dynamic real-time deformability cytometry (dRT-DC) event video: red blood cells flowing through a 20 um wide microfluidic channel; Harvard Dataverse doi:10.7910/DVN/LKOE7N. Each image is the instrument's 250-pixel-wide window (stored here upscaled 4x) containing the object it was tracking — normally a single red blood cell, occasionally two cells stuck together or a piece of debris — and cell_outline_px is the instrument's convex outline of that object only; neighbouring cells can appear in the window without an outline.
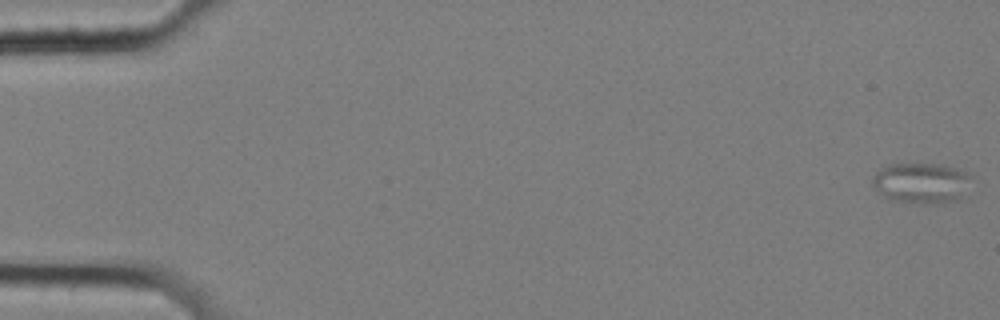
{"species": "common noctule bat (a hibernating species)", "species_latin": "Nyctalus noctula", "temperature_condition": "cold", "stored_images_in_passage": 58, "camera_frame_rate_fps": 3000, "um_per_image_px": 0.085, "animal": {"sex": "female", "body_mass_g": 25.1}, "frame": {"image": 1, "passage_image": 1, "time_ms": 0.0, "image_size_px": [1000, 320], "cell_outline_px": [[972, 176], [960, 196], [956, 200], [928, 204], [924, 204], [896, 200], [884, 196], [872, 184], [872, 176], [876, 172], [888, 164], [940, 164], [956, 168]], "centroid_in_image_um": [78.27, 15.53], "position_along_channel_um": 6.7, "area_um2": 22.83}}
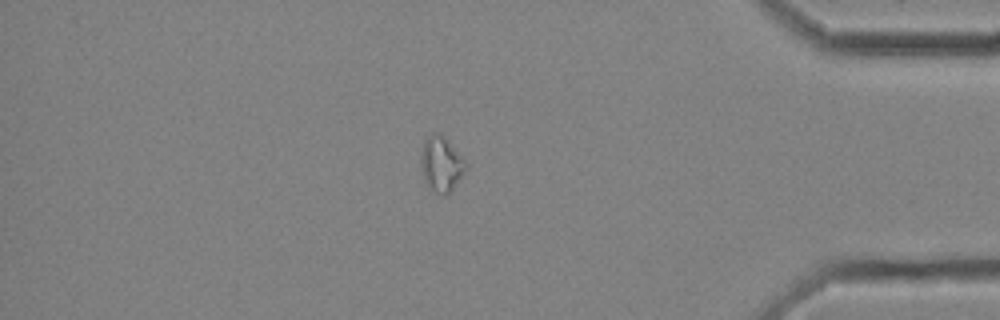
{"frame": {"image": 2, "passage_image": 50, "time_ms": 16.333, "image_size_px": [1000, 320], "cell_outline_px": [[468, 168], [452, 188], [448, 192], [436, 192], [428, 184], [424, 176], [420, 160], [420, 152], [424, 140], [432, 132], [440, 132], [444, 136], [464, 160]], "centroid_in_image_um": [37.49, 13.85], "position_along_channel_um": 397.7, "area_um2": 13.93}}
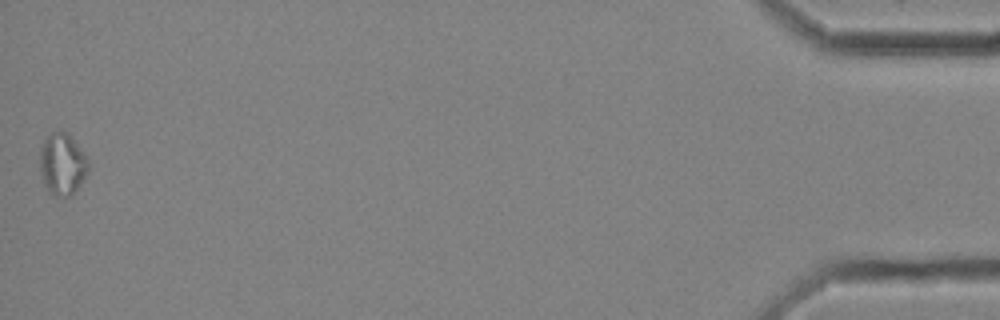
{"frame": {"image": 3, "passage_image": 58, "time_ms": 19.0, "image_size_px": [1000, 320], "cell_outline_px": [[88, 172], [72, 196], [52, 196], [48, 192], [44, 184], [40, 172], [40, 148], [44, 140], [52, 132], [68, 132], [88, 160]], "centroid_in_image_um": [5.28, 13.98], "position_along_channel_um": 429.9, "area_um2": 17.4}, "authors_computed_cell_mechanics": {"area_um2": 13.6697, "velocity_mm_per_s": 3.5184, "shape_relaxation_time_tau1_ms": null, "shape_relaxation_time_tau2_ms": 2.1807, "deformation_change_tau1": null, "deformation_change_tau2": 0.0981}}